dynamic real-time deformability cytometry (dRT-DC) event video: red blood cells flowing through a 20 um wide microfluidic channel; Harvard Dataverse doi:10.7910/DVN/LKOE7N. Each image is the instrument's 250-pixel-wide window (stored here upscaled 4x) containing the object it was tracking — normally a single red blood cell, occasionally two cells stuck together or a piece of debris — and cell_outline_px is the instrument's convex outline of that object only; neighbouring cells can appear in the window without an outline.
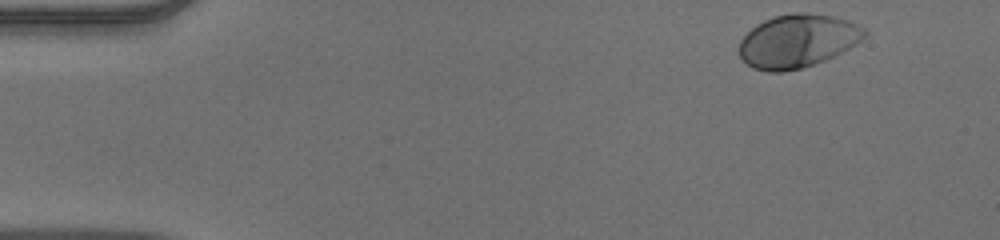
{"species": "human", "species_latin": "Homo sapiens", "temperature_condition": "warm", "stored_images_in_passage": 49, "camera_frame_rate_fps": 3000, "um_per_image_px": 0.085, "donor": {"sex": "male"}, "frame": {"image": 1, "passage_image": 1, "time_ms": 0.0, "image_size_px": [1000, 240], "cell_outline_px": [[868, 32], [856, 44], [824, 60], [800, 68], [780, 72], [768, 72], [752, 68], [740, 56], [740, 40], [756, 24], [764, 20], [776, 16], [796, 12], [808, 12], [832, 16], [848, 20], [864, 28]], "centroid_in_image_um": [67.78, 3.47], "position_along_channel_um": 17.2, "area_um2": 38.49}}
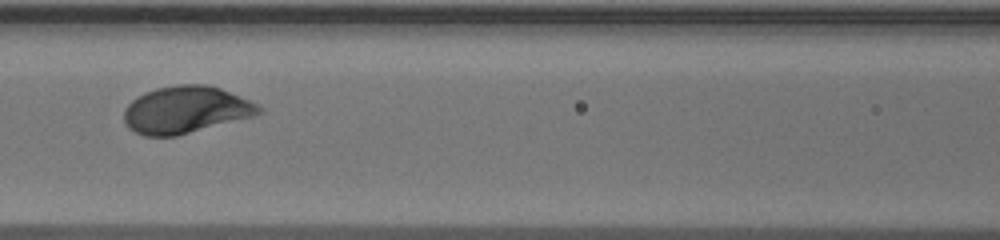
{"frame": {"image": 2, "passage_image": 20, "time_ms": 6.333, "image_size_px": [1000, 240], "cell_outline_px": [[264, 112], [252, 116], [176, 136], [144, 136], [128, 128], [124, 124], [124, 108], [132, 100], [144, 92], [156, 88], [176, 84], [204, 84], [220, 88], [260, 104], [264, 108]], "centroid_in_image_um": [15.78, 9.32], "position_along_channel_um": 150.8, "area_um2": 37.11}}
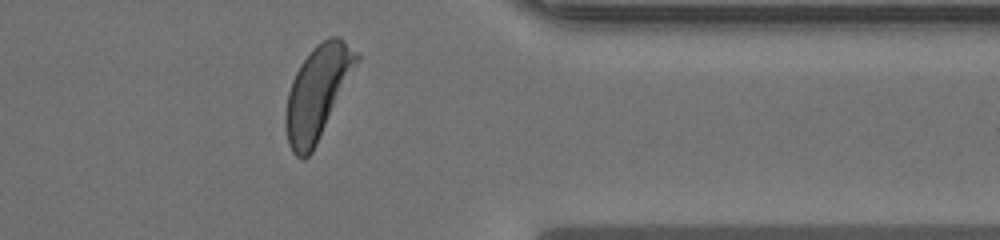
{"frame": {"image": 3, "passage_image": 39, "time_ms": 12.667, "image_size_px": [1000, 240], "cell_outline_px": [[360, 60], [312, 152], [304, 160], [300, 160], [292, 152], [288, 144], [284, 124], [284, 112], [288, 92], [292, 80], [300, 64], [312, 48], [316, 44], [332, 36], [340, 36], [360, 52]], "centroid_in_image_um": [26.98, 7.85], "position_along_channel_um": 384.4, "area_um2": 38.73}, "authors_computed_cell_mechanics": {"area_um2": 36.8764, "velocity_mm_per_s": 3.8726, "shape_relaxation_time_tau1_ms": 1.8875, "shape_relaxation_time_tau2_ms": null, "deformation_change_tau1": 0.1494, "deformation_change_tau2": null}}